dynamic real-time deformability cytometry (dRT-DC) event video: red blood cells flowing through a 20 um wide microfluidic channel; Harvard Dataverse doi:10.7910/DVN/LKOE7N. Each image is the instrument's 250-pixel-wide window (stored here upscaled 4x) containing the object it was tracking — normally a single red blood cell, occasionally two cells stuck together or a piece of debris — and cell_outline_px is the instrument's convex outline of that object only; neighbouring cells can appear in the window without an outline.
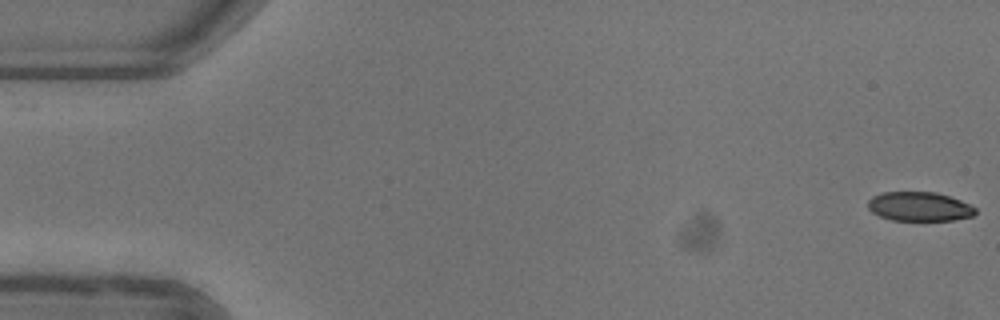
{"species": "common noctule bat (a hibernating species)", "species_latin": "Nyctalus noctula", "temperature_condition": "warm", "stored_images_in_passage": 53, "camera_frame_rate_fps": 3000, "um_per_image_px": 0.085, "animal": {"sex": "female"}, "frame": {"image": 1, "passage_image": 1, "time_ms": 0.0, "image_size_px": [1000, 320], "cell_outline_px": [[976, 212], [972, 216], [952, 220], [892, 220], [880, 216], [872, 212], [868, 208], [868, 200], [872, 196], [884, 192], [936, 192], [960, 200], [976, 208]], "centroid_in_image_um": [78.12, 17.55], "position_along_channel_um": 6.9, "area_um2": 18.15}}
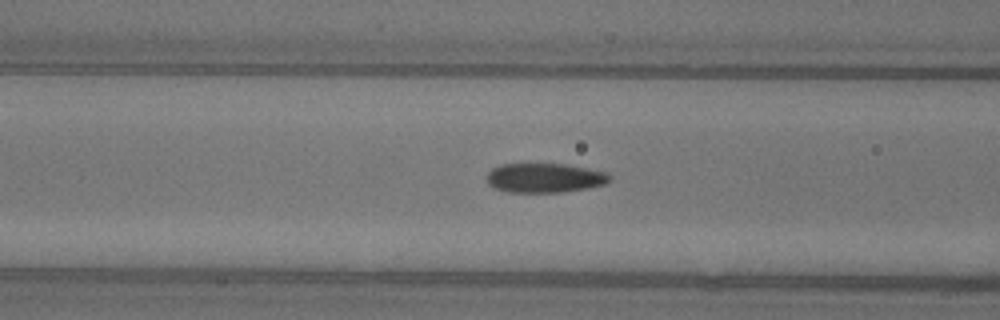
{"frame": {"image": 2, "passage_image": 21, "time_ms": 6.667, "image_size_px": [1000, 320], "cell_outline_px": [[612, 180], [604, 184], [588, 188], [560, 192], [508, 192], [496, 188], [488, 184], [488, 172], [492, 168], [500, 164], [564, 164], [608, 172], [612, 176]], "centroid_in_image_um": [46.33, 15.12], "position_along_channel_um": 120.3, "area_um2": 21.04}}
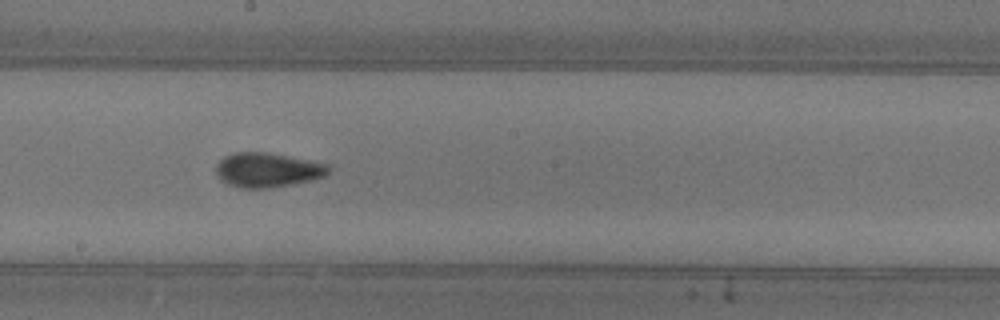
{"frame": {"image": 3, "passage_image": 29, "time_ms": 9.333, "image_size_px": [1000, 320], "cell_outline_px": [[332, 168], [324, 176], [308, 180], [268, 188], [240, 188], [228, 184], [220, 180], [216, 172], [216, 164], [224, 156], [232, 152], [268, 152], [332, 164]], "centroid_in_image_um": [22.73, 14.42], "position_along_channel_um": 225.5, "area_um2": 22.72}, "authors_computed_cell_mechanics": {"area_um2": 21.1548, "velocity_mm_per_s": 3.9363, "shape_relaxation_time_tau1_ms": 7.6579, "shape_relaxation_time_tau2_ms": 1.2464, "deformation_change_tau1": 0.2028, "deformation_change_tau2": 0.0591}}